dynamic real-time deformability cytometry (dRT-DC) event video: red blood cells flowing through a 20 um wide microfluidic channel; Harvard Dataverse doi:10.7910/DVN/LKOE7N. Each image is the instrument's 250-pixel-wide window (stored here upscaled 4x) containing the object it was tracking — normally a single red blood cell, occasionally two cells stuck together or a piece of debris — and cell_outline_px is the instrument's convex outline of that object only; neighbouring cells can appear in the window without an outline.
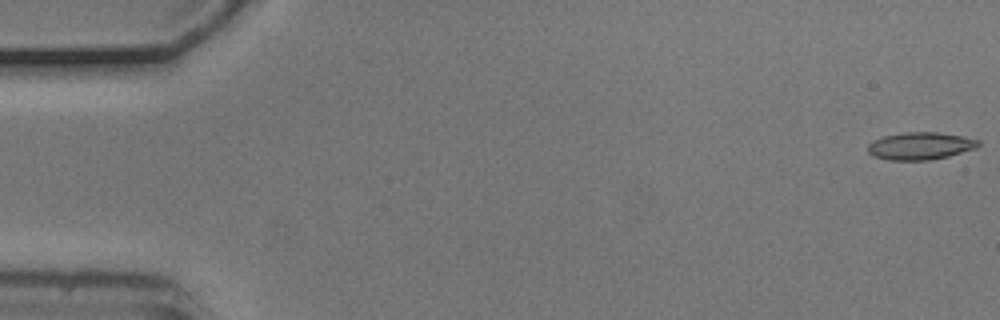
{"species": "common noctule bat (a hibernating species)", "species_latin": "Nyctalus noctula", "temperature_condition": "cold", "stored_images_in_passage": 6, "segment_of_instrument_passage": [1, 2], "camera_frame_rate_fps": 3000, "um_per_image_px": 0.085, "animal": {"sex": "male", "body_mass_g": 20.5, "forearm_length_mm": 52.5}, "frame": {"image": 1, "passage_image": 1, "time_ms": 0.0, "image_size_px": [1000, 320], "cell_outline_px": [[980, 144], [976, 148], [948, 156], [928, 160], [888, 160], [872, 156], [868, 152], [868, 144], [872, 140], [884, 136], [904, 132], [940, 132], [964, 136], [980, 140]], "centroid_in_image_um": [78.22, 12.4], "position_along_channel_um": 6.8, "area_um2": 17.8}}
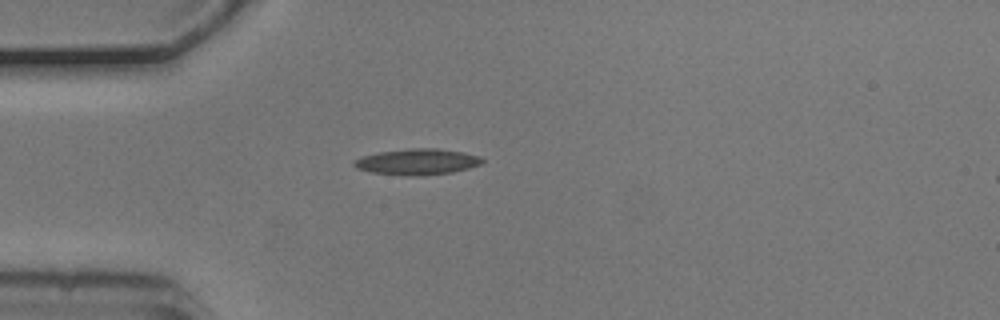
{"frame": {"image": 2, "passage_image": 5, "time_ms": 1.333, "image_size_px": [1000, 320], "cell_outline_px": [[484, 164], [452, 172], [424, 176], [408, 176], [372, 172], [356, 168], [352, 164], [356, 160], [364, 156], [380, 152], [412, 148], [436, 148], [464, 152], [480, 156], [484, 160]], "centroid_in_image_um": [35.53, 13.76], "position_along_channel_um": 49.5, "area_um2": 19.42}}